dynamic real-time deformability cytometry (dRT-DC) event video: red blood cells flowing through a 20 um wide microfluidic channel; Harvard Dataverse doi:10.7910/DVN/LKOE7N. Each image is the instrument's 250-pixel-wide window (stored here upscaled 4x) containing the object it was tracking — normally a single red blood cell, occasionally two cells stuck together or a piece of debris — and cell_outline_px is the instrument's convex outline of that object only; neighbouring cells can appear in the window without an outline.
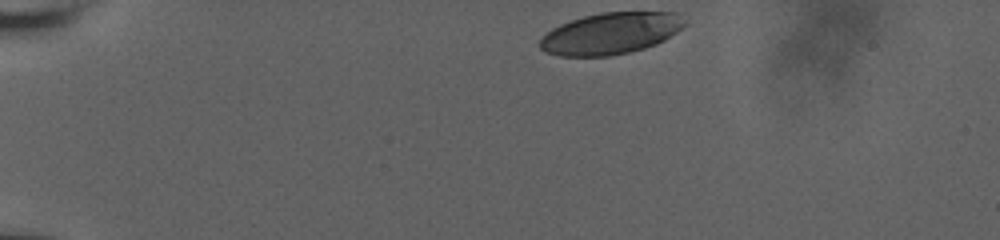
{"species": "human", "species_latin": "Homo sapiens", "temperature_condition": "room temperature", "stored_images_in_passage": 51, "camera_frame_rate_fps": 3000, "um_per_image_px": 0.085, "donor": {"sex": "male"}, "frame": {"image": 1, "passage_image": 1, "time_ms": 0.0, "image_size_px": [1000, 240], "cell_outline_px": [[688, 20], [676, 32], [664, 40], [656, 44], [644, 48], [628, 52], [608, 56], [560, 56], [544, 52], [540, 48], [540, 40], [552, 28], [560, 24], [584, 16], [600, 12], [676, 12]], "centroid_in_image_um": [51.91, 2.83], "position_along_channel_um": 33.1, "area_um2": 34.97}}
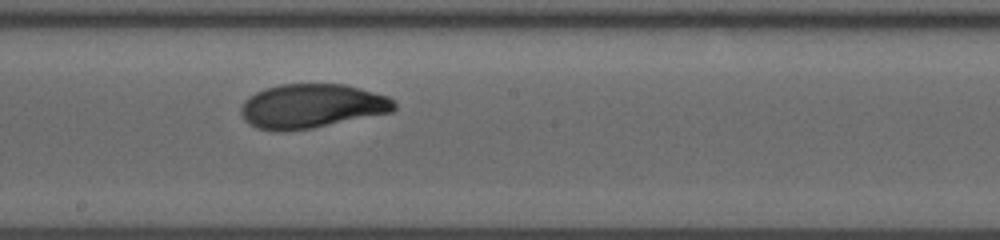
{"frame": {"image": 2, "passage_image": 31, "time_ms": 7.333, "image_size_px": [1000, 240], "cell_outline_px": [[396, 108], [392, 112], [312, 128], [284, 132], [276, 132], [256, 128], [248, 124], [244, 120], [240, 112], [240, 108], [244, 100], [248, 96], [264, 88], [280, 84], [344, 84], [360, 88], [388, 96], [396, 104]], "centroid_in_image_um": [26.45, 9.02], "position_along_channel_um": 221.8, "area_um2": 39.82}}
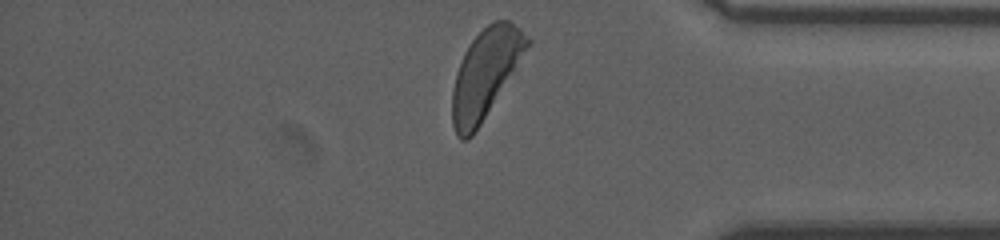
{"frame": {"image": 3, "passage_image": 50, "time_ms": 12.333, "image_size_px": [1000, 240], "cell_outline_px": [[532, 40], [480, 124], [472, 136], [468, 140], [460, 140], [456, 136], [452, 124], [452, 92], [456, 72], [464, 52], [472, 40], [488, 24], [496, 20], [508, 20], [520, 28]], "centroid_in_image_um": [41.22, 6.26], "position_along_channel_um": 394.0, "area_um2": 37.8}, "authors_computed_cell_mechanics": {"area_um2": 39.4196, "velocity_mm_per_s": 3.7329, "shape_relaxation_time_tau1_ms": 4.2932, "shape_relaxation_time_tau2_ms": 0.9927, "deformation_change_tau1": 0.1737, "deformation_change_tau2": 0.0568}}